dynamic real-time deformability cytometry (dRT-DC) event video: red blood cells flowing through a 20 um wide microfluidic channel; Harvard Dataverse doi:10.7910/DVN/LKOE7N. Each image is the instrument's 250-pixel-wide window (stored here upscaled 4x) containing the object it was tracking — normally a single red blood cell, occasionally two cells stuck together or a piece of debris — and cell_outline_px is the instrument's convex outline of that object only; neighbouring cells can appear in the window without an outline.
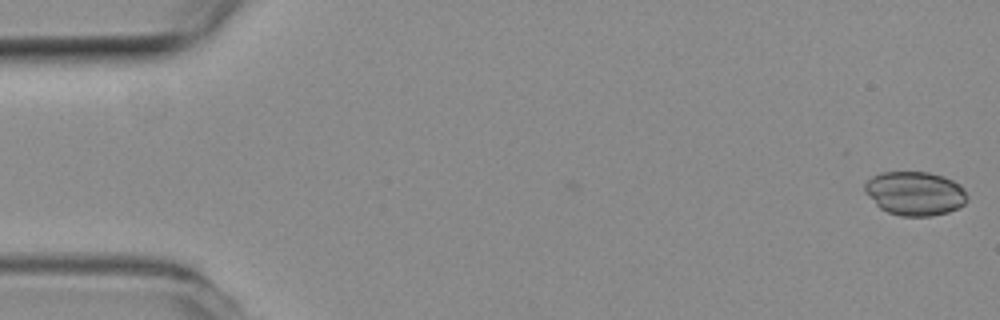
{"species": "common noctule bat (a hibernating species)", "species_latin": "Nyctalus noctula", "temperature_condition": "room temperature", "stored_images_in_passage": 5, "camera_frame_rate_fps": 3000, "um_per_image_px": 0.085, "animal": {"sex": "female", "body_mass_g": 19.3, "forearm_length_mm": 54.1}, "frame": {"image": 1, "passage_image": 1, "time_ms": 0.0, "image_size_px": [1000, 320], "cell_outline_px": [[968, 200], [964, 204], [948, 212], [932, 216], [900, 216], [888, 212], [880, 208], [864, 192], [864, 184], [872, 176], [880, 172], [928, 172], [944, 176], [960, 184], [964, 188], [968, 196]], "centroid_in_image_um": [77.78, 16.43], "position_along_channel_um": 7.2, "area_um2": 26.41}}